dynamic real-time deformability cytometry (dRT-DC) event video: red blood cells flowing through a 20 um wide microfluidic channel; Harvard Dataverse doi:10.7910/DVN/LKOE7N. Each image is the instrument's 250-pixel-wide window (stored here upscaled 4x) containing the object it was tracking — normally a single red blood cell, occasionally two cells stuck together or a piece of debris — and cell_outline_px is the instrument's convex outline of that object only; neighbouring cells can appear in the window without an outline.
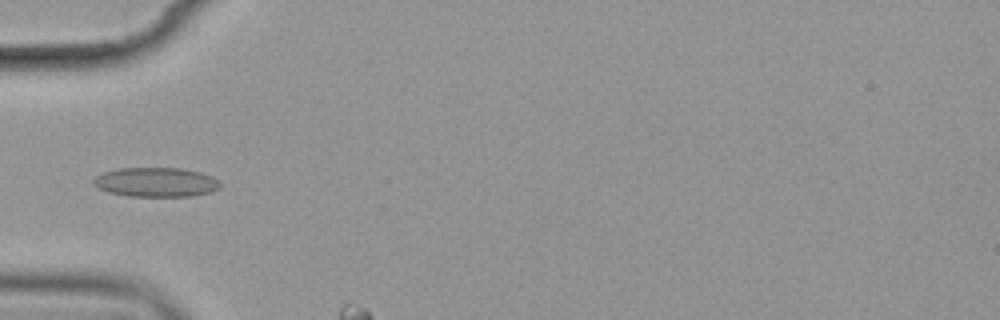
{"species": "common noctule bat (a hibernating species)", "species_latin": "Nyctalus noctula", "temperature_condition": "cold", "stored_images_in_passage": 5, "camera_frame_rate_fps": 3000, "um_per_image_px": 0.085, "animal": {"sex": "female", "body_mass_g": 19.9}, "frame": {"image": 1, "passage_image": 5, "time_ms": 4.333, "image_size_px": [1000, 320], "cell_outline_px": [[220, 188], [212, 192], [192, 196], [128, 196], [108, 192], [96, 188], [92, 184], [92, 180], [96, 176], [104, 172], [120, 168], [180, 168], [200, 172], [212, 176], [220, 184]], "centroid_in_image_um": [13.23, 15.49], "position_along_channel_um": 71.8, "area_um2": 21.79}}